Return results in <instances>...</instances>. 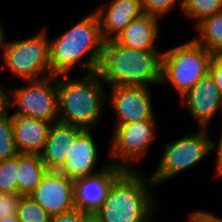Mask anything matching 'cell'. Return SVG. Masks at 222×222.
<instances>
[{
    "instance_id": "obj_1",
    "label": "cell",
    "mask_w": 222,
    "mask_h": 222,
    "mask_svg": "<svg viewBox=\"0 0 222 222\" xmlns=\"http://www.w3.org/2000/svg\"><path fill=\"white\" fill-rule=\"evenodd\" d=\"M104 42L98 15L93 10L77 24L49 40L51 75H70L75 67L85 70V74L98 72Z\"/></svg>"
},
{
    "instance_id": "obj_2",
    "label": "cell",
    "mask_w": 222,
    "mask_h": 222,
    "mask_svg": "<svg viewBox=\"0 0 222 222\" xmlns=\"http://www.w3.org/2000/svg\"><path fill=\"white\" fill-rule=\"evenodd\" d=\"M154 182L142 170H124L109 187L93 214L99 222H153L159 204Z\"/></svg>"
},
{
    "instance_id": "obj_3",
    "label": "cell",
    "mask_w": 222,
    "mask_h": 222,
    "mask_svg": "<svg viewBox=\"0 0 222 222\" xmlns=\"http://www.w3.org/2000/svg\"><path fill=\"white\" fill-rule=\"evenodd\" d=\"M162 55L161 50L134 49L107 40L98 73L109 86H160Z\"/></svg>"
},
{
    "instance_id": "obj_4",
    "label": "cell",
    "mask_w": 222,
    "mask_h": 222,
    "mask_svg": "<svg viewBox=\"0 0 222 222\" xmlns=\"http://www.w3.org/2000/svg\"><path fill=\"white\" fill-rule=\"evenodd\" d=\"M83 75L79 79L56 76L58 116L59 121L93 130L100 121L104 103L107 104L106 85L98 72Z\"/></svg>"
},
{
    "instance_id": "obj_5",
    "label": "cell",
    "mask_w": 222,
    "mask_h": 222,
    "mask_svg": "<svg viewBox=\"0 0 222 222\" xmlns=\"http://www.w3.org/2000/svg\"><path fill=\"white\" fill-rule=\"evenodd\" d=\"M213 53L193 38L163 51L161 85L173 87L183 97L209 72Z\"/></svg>"
},
{
    "instance_id": "obj_6",
    "label": "cell",
    "mask_w": 222,
    "mask_h": 222,
    "mask_svg": "<svg viewBox=\"0 0 222 222\" xmlns=\"http://www.w3.org/2000/svg\"><path fill=\"white\" fill-rule=\"evenodd\" d=\"M5 37L0 51L1 59L13 77L28 81L51 76L49 36L44 28L20 40L8 42Z\"/></svg>"
},
{
    "instance_id": "obj_7",
    "label": "cell",
    "mask_w": 222,
    "mask_h": 222,
    "mask_svg": "<svg viewBox=\"0 0 222 222\" xmlns=\"http://www.w3.org/2000/svg\"><path fill=\"white\" fill-rule=\"evenodd\" d=\"M209 128H199L198 131L188 133L181 138L169 141L164 145L162 158L150 179L159 184L177 176L203 161L211 152V138Z\"/></svg>"
},
{
    "instance_id": "obj_8",
    "label": "cell",
    "mask_w": 222,
    "mask_h": 222,
    "mask_svg": "<svg viewBox=\"0 0 222 222\" xmlns=\"http://www.w3.org/2000/svg\"><path fill=\"white\" fill-rule=\"evenodd\" d=\"M24 82L25 86L8 90L10 93L6 91V109L16 107L10 116H26L50 123L58 121L56 76Z\"/></svg>"
},
{
    "instance_id": "obj_9",
    "label": "cell",
    "mask_w": 222,
    "mask_h": 222,
    "mask_svg": "<svg viewBox=\"0 0 222 222\" xmlns=\"http://www.w3.org/2000/svg\"><path fill=\"white\" fill-rule=\"evenodd\" d=\"M110 137L108 160L113 166L123 170H141L132 167L148 154L150 146L155 142L157 133L156 120H144L115 124ZM110 158V159H109ZM132 165V166H131Z\"/></svg>"
},
{
    "instance_id": "obj_10",
    "label": "cell",
    "mask_w": 222,
    "mask_h": 222,
    "mask_svg": "<svg viewBox=\"0 0 222 222\" xmlns=\"http://www.w3.org/2000/svg\"><path fill=\"white\" fill-rule=\"evenodd\" d=\"M108 107L114 110L117 122L122 124L144 120H156L151 89L147 86H108Z\"/></svg>"
},
{
    "instance_id": "obj_11",
    "label": "cell",
    "mask_w": 222,
    "mask_h": 222,
    "mask_svg": "<svg viewBox=\"0 0 222 222\" xmlns=\"http://www.w3.org/2000/svg\"><path fill=\"white\" fill-rule=\"evenodd\" d=\"M51 216L75 208L74 181L59 171H47L30 195Z\"/></svg>"
},
{
    "instance_id": "obj_12",
    "label": "cell",
    "mask_w": 222,
    "mask_h": 222,
    "mask_svg": "<svg viewBox=\"0 0 222 222\" xmlns=\"http://www.w3.org/2000/svg\"><path fill=\"white\" fill-rule=\"evenodd\" d=\"M181 98L188 113L197 120L198 128H210L208 126L218 115V111L222 114L219 89L209 72Z\"/></svg>"
},
{
    "instance_id": "obj_13",
    "label": "cell",
    "mask_w": 222,
    "mask_h": 222,
    "mask_svg": "<svg viewBox=\"0 0 222 222\" xmlns=\"http://www.w3.org/2000/svg\"><path fill=\"white\" fill-rule=\"evenodd\" d=\"M91 133V129H87L77 136L64 166L59 170L73 181L95 175L110 165L107 159L95 170L100 152Z\"/></svg>"
},
{
    "instance_id": "obj_14",
    "label": "cell",
    "mask_w": 222,
    "mask_h": 222,
    "mask_svg": "<svg viewBox=\"0 0 222 222\" xmlns=\"http://www.w3.org/2000/svg\"><path fill=\"white\" fill-rule=\"evenodd\" d=\"M110 164L101 172L74 180L75 208L94 214L105 200L113 181L123 172Z\"/></svg>"
},
{
    "instance_id": "obj_15",
    "label": "cell",
    "mask_w": 222,
    "mask_h": 222,
    "mask_svg": "<svg viewBox=\"0 0 222 222\" xmlns=\"http://www.w3.org/2000/svg\"><path fill=\"white\" fill-rule=\"evenodd\" d=\"M96 7L102 37L115 39L135 18L143 14L142 0H110Z\"/></svg>"
},
{
    "instance_id": "obj_16",
    "label": "cell",
    "mask_w": 222,
    "mask_h": 222,
    "mask_svg": "<svg viewBox=\"0 0 222 222\" xmlns=\"http://www.w3.org/2000/svg\"><path fill=\"white\" fill-rule=\"evenodd\" d=\"M84 129L62 121L51 123L41 160L48 171H59L65 164L71 145Z\"/></svg>"
},
{
    "instance_id": "obj_17",
    "label": "cell",
    "mask_w": 222,
    "mask_h": 222,
    "mask_svg": "<svg viewBox=\"0 0 222 222\" xmlns=\"http://www.w3.org/2000/svg\"><path fill=\"white\" fill-rule=\"evenodd\" d=\"M159 23V18L143 13L132 20L114 40L124 47L160 50L156 46L160 36Z\"/></svg>"
},
{
    "instance_id": "obj_18",
    "label": "cell",
    "mask_w": 222,
    "mask_h": 222,
    "mask_svg": "<svg viewBox=\"0 0 222 222\" xmlns=\"http://www.w3.org/2000/svg\"><path fill=\"white\" fill-rule=\"evenodd\" d=\"M13 134L19 153L40 154L51 123L26 116L12 117Z\"/></svg>"
},
{
    "instance_id": "obj_19",
    "label": "cell",
    "mask_w": 222,
    "mask_h": 222,
    "mask_svg": "<svg viewBox=\"0 0 222 222\" xmlns=\"http://www.w3.org/2000/svg\"><path fill=\"white\" fill-rule=\"evenodd\" d=\"M47 171L40 154L20 153L17 170L18 194L30 196Z\"/></svg>"
},
{
    "instance_id": "obj_20",
    "label": "cell",
    "mask_w": 222,
    "mask_h": 222,
    "mask_svg": "<svg viewBox=\"0 0 222 222\" xmlns=\"http://www.w3.org/2000/svg\"><path fill=\"white\" fill-rule=\"evenodd\" d=\"M198 37L193 38L214 53L222 45V11L201 20L194 25Z\"/></svg>"
},
{
    "instance_id": "obj_21",
    "label": "cell",
    "mask_w": 222,
    "mask_h": 222,
    "mask_svg": "<svg viewBox=\"0 0 222 222\" xmlns=\"http://www.w3.org/2000/svg\"><path fill=\"white\" fill-rule=\"evenodd\" d=\"M187 18L193 19L196 23L222 11V0H183L180 10Z\"/></svg>"
},
{
    "instance_id": "obj_22",
    "label": "cell",
    "mask_w": 222,
    "mask_h": 222,
    "mask_svg": "<svg viewBox=\"0 0 222 222\" xmlns=\"http://www.w3.org/2000/svg\"><path fill=\"white\" fill-rule=\"evenodd\" d=\"M13 134L12 117L8 109L0 114V160L19 155Z\"/></svg>"
},
{
    "instance_id": "obj_23",
    "label": "cell",
    "mask_w": 222,
    "mask_h": 222,
    "mask_svg": "<svg viewBox=\"0 0 222 222\" xmlns=\"http://www.w3.org/2000/svg\"><path fill=\"white\" fill-rule=\"evenodd\" d=\"M16 215L20 222H50L52 217L30 196L21 197Z\"/></svg>"
},
{
    "instance_id": "obj_24",
    "label": "cell",
    "mask_w": 222,
    "mask_h": 222,
    "mask_svg": "<svg viewBox=\"0 0 222 222\" xmlns=\"http://www.w3.org/2000/svg\"><path fill=\"white\" fill-rule=\"evenodd\" d=\"M18 155L0 160V193L18 194Z\"/></svg>"
},
{
    "instance_id": "obj_25",
    "label": "cell",
    "mask_w": 222,
    "mask_h": 222,
    "mask_svg": "<svg viewBox=\"0 0 222 222\" xmlns=\"http://www.w3.org/2000/svg\"><path fill=\"white\" fill-rule=\"evenodd\" d=\"M176 5L182 9L183 0H142L143 13L159 19L170 14Z\"/></svg>"
},
{
    "instance_id": "obj_26",
    "label": "cell",
    "mask_w": 222,
    "mask_h": 222,
    "mask_svg": "<svg viewBox=\"0 0 222 222\" xmlns=\"http://www.w3.org/2000/svg\"><path fill=\"white\" fill-rule=\"evenodd\" d=\"M21 194L0 193V218L16 215Z\"/></svg>"
},
{
    "instance_id": "obj_27",
    "label": "cell",
    "mask_w": 222,
    "mask_h": 222,
    "mask_svg": "<svg viewBox=\"0 0 222 222\" xmlns=\"http://www.w3.org/2000/svg\"><path fill=\"white\" fill-rule=\"evenodd\" d=\"M89 215L90 213L74 208L68 212L53 215L50 222H84Z\"/></svg>"
},
{
    "instance_id": "obj_28",
    "label": "cell",
    "mask_w": 222,
    "mask_h": 222,
    "mask_svg": "<svg viewBox=\"0 0 222 222\" xmlns=\"http://www.w3.org/2000/svg\"><path fill=\"white\" fill-rule=\"evenodd\" d=\"M187 222H222V217L207 210H196L189 214Z\"/></svg>"
},
{
    "instance_id": "obj_29",
    "label": "cell",
    "mask_w": 222,
    "mask_h": 222,
    "mask_svg": "<svg viewBox=\"0 0 222 222\" xmlns=\"http://www.w3.org/2000/svg\"><path fill=\"white\" fill-rule=\"evenodd\" d=\"M209 73L213 77L222 99V59L213 58L209 66Z\"/></svg>"
},
{
    "instance_id": "obj_30",
    "label": "cell",
    "mask_w": 222,
    "mask_h": 222,
    "mask_svg": "<svg viewBox=\"0 0 222 222\" xmlns=\"http://www.w3.org/2000/svg\"><path fill=\"white\" fill-rule=\"evenodd\" d=\"M222 129V128H221ZM220 139L218 142L216 140H211V152L215 151L216 154V164H215V177H222V130Z\"/></svg>"
},
{
    "instance_id": "obj_31",
    "label": "cell",
    "mask_w": 222,
    "mask_h": 222,
    "mask_svg": "<svg viewBox=\"0 0 222 222\" xmlns=\"http://www.w3.org/2000/svg\"><path fill=\"white\" fill-rule=\"evenodd\" d=\"M6 88L0 83V114L6 110Z\"/></svg>"
},
{
    "instance_id": "obj_32",
    "label": "cell",
    "mask_w": 222,
    "mask_h": 222,
    "mask_svg": "<svg viewBox=\"0 0 222 222\" xmlns=\"http://www.w3.org/2000/svg\"><path fill=\"white\" fill-rule=\"evenodd\" d=\"M0 222H20V221L17 218V215H9V216L0 218Z\"/></svg>"
},
{
    "instance_id": "obj_33",
    "label": "cell",
    "mask_w": 222,
    "mask_h": 222,
    "mask_svg": "<svg viewBox=\"0 0 222 222\" xmlns=\"http://www.w3.org/2000/svg\"><path fill=\"white\" fill-rule=\"evenodd\" d=\"M4 36H5V33H4L3 25L0 20V50L2 47V42H3Z\"/></svg>"
},
{
    "instance_id": "obj_34",
    "label": "cell",
    "mask_w": 222,
    "mask_h": 222,
    "mask_svg": "<svg viewBox=\"0 0 222 222\" xmlns=\"http://www.w3.org/2000/svg\"><path fill=\"white\" fill-rule=\"evenodd\" d=\"M214 58L222 59V45L213 53Z\"/></svg>"
},
{
    "instance_id": "obj_35",
    "label": "cell",
    "mask_w": 222,
    "mask_h": 222,
    "mask_svg": "<svg viewBox=\"0 0 222 222\" xmlns=\"http://www.w3.org/2000/svg\"><path fill=\"white\" fill-rule=\"evenodd\" d=\"M84 222H99V220L93 215L90 214L85 220Z\"/></svg>"
}]
</instances>
